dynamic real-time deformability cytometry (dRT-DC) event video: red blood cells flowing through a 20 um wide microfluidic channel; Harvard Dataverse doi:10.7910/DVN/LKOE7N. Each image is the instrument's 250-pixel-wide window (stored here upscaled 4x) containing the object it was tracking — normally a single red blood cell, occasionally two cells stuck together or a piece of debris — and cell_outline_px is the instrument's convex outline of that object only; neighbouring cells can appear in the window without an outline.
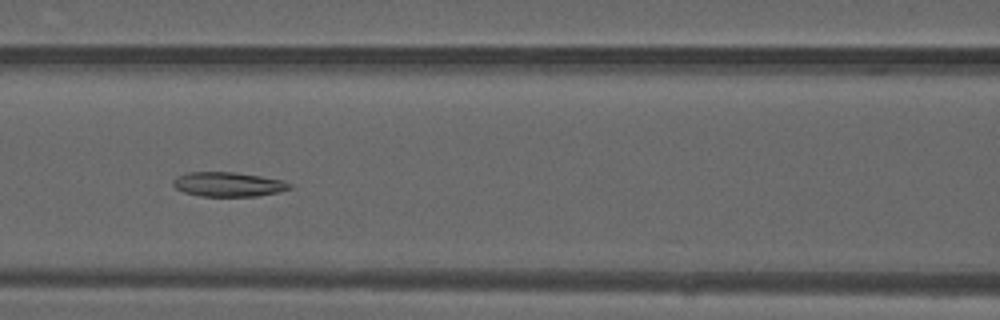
{"species": "common noctule bat (a hibernating species)", "species_latin": "Nyctalus noctula", "temperature_condition": "warm", "stored_images_in_passage": 40, "camera_frame_rate_fps": 3000, "um_per_image_px": 0.085, "animal": {"sex": "male", "forearm_length_mm": 52.5}, "frame": {"image": 1, "passage_image": 12, "time_ms": 3.667, "image_size_px": [1000, 320], "cell_outline_px": [[292, 188], [280, 192], [256, 196], [200, 196], [184, 192], [176, 188], [172, 184], [172, 180], [176, 176], [188, 172], [236, 172], [260, 176], [280, 180], [292, 184]], "centroid_in_image_um": [19.38, 15.67], "position_along_channel_um": 147.2, "area_um2": 16.65}}
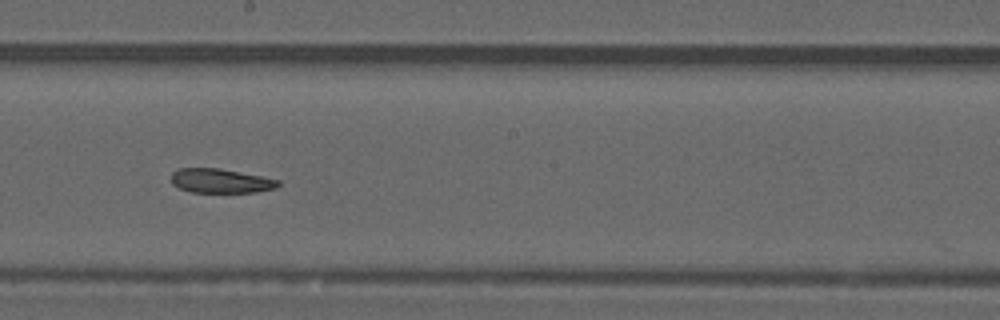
{"frame": {"image": 2, "passage_image": 18, "time_ms": 5.667, "image_size_px": [1000, 320], "cell_outline_px": [[280, 184], [276, 188], [256, 192], [192, 192], [180, 188], [172, 184], [172, 172], [180, 168], [220, 168], [280, 180]], "centroid_in_image_um": [18.76, 15.37], "position_along_channel_um": 229.4, "area_um2": 15.03}}
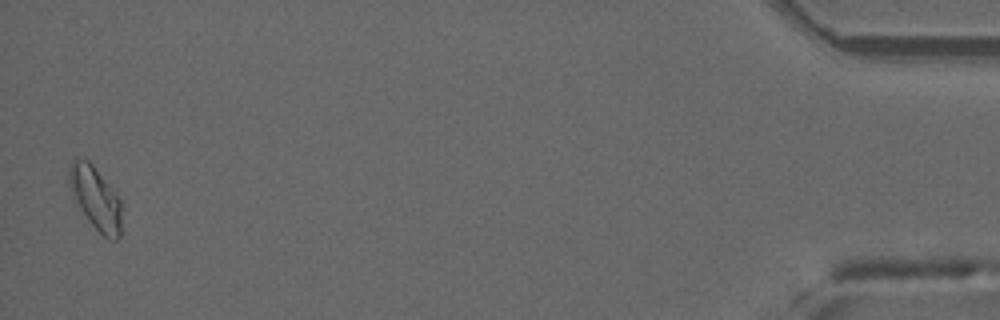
{"frame": {"image": 3, "passage_image": 39, "time_ms": 12.667, "image_size_px": [1000, 320], "cell_outline_px": [[120, 236], [116, 240], [112, 240], [104, 236], [88, 220], [72, 196], [68, 184], [68, 172], [72, 164], [76, 160], [88, 160], [92, 164], [120, 200]], "centroid_in_image_um": [8.1, 16.87], "position_along_channel_um": 427.1, "area_um2": 18.55}}